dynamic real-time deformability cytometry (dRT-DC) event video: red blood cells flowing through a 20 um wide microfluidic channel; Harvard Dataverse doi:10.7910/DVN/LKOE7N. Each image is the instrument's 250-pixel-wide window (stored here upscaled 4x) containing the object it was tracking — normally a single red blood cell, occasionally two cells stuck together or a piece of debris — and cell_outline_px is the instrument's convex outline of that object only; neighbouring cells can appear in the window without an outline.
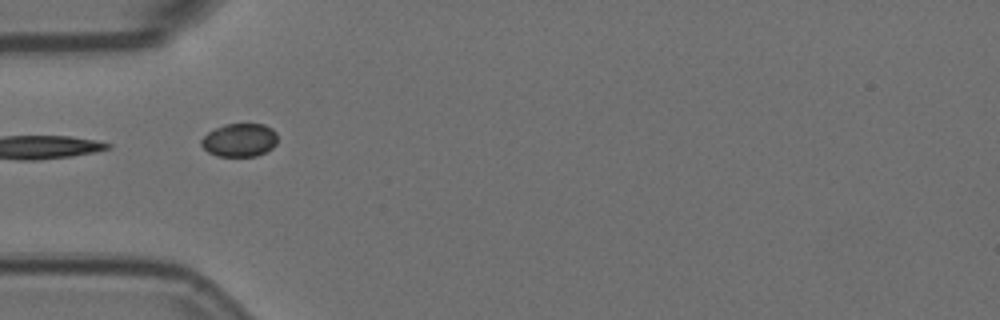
{"species": "Egyptian fruit bat (a non-hibernating species)", "species_latin": "Rousettus aegyptiacus", "temperature_condition": "room temperature", "stored_images_in_passage": 6, "camera_frame_rate_fps": 3000, "um_per_image_px": 0.085, "animal": {"sex": "female"}, "frame": {"image": 1, "passage_image": 2, "time_ms": 0.333, "image_size_px": [1000, 320], "cell_outline_px": [[276, 144], [272, 148], [256, 156], [216, 156], [208, 152], [200, 144], [200, 140], [208, 132], [224, 124], [264, 124], [272, 128], [276, 132]], "centroid_in_image_um": [20.35, 11.9], "position_along_channel_um": 64.7, "area_um2": 14.8}}
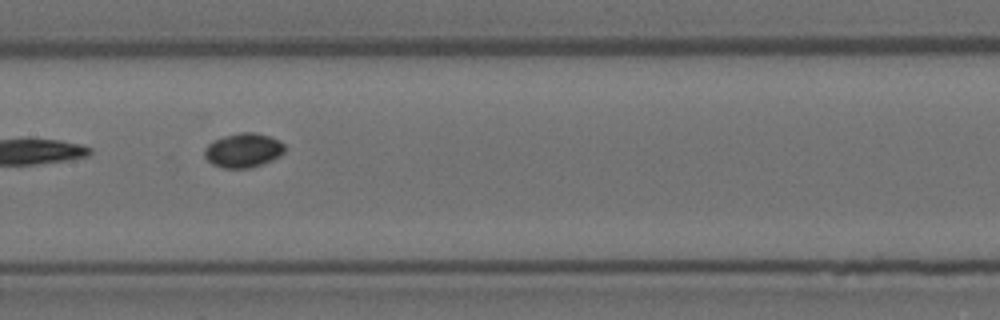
{"frame": {"image": 2, "passage_image": 5, "time_ms": 1.333, "image_size_px": [1000, 320], "cell_outline_px": [[284, 152], [280, 156], [272, 160], [248, 168], [224, 168], [212, 164], [204, 156], [204, 148], [212, 140], [224, 136], [240, 132], [256, 132], [280, 140], [284, 144]], "centroid_in_image_um": [20.67, 12.76], "position_along_channel_um": 186.7, "area_um2": 16.07}}
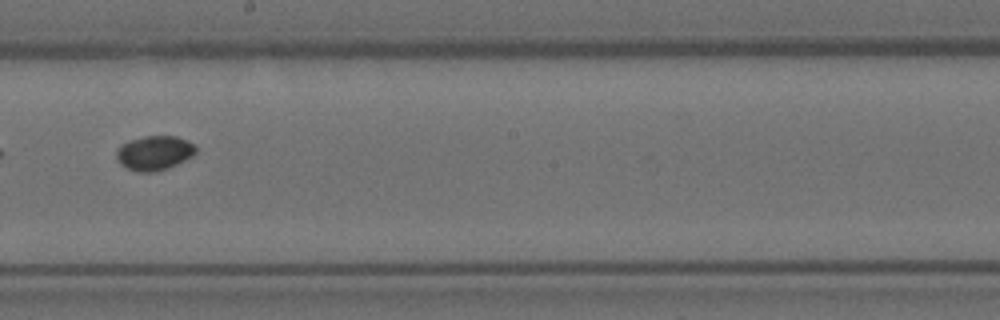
{"frame": {"image": 3, "passage_image": 6, "time_ms": 1.667, "image_size_px": [1000, 320], "cell_outline_px": [[196, 152], [192, 156], [168, 168], [152, 172], [140, 172], [128, 168], [120, 164], [116, 160], [116, 148], [120, 144], [128, 140], [144, 136], [176, 136], [188, 140], [196, 144]], "centroid_in_image_um": [13.1, 12.98], "position_along_channel_um": 235.1, "area_um2": 16.13}}